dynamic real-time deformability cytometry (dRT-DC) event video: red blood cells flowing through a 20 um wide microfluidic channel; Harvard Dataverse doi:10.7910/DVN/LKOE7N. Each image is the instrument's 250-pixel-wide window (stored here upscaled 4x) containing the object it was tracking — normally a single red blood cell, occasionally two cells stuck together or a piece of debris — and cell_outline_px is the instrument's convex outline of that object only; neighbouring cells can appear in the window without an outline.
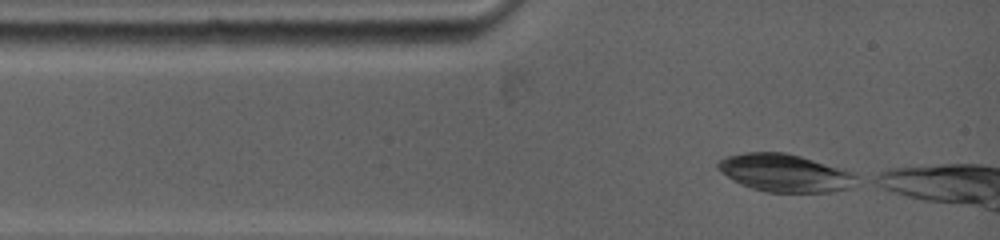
{"species": "common noctule bat (a hibernating species)", "species_latin": "Nyctalus noctula", "temperature_condition": "warm", "stored_images_in_passage": 4, "camera_frame_rate_fps": 5000, "um_per_image_px": 0.085, "animal": {"sex": "female", "body_mass_g": 19.0, "forearm_length_mm": 53.3}, "frame": {"image": 1, "passage_image": 1, "time_ms": 0.0, "image_size_px": [1000, 240], "cell_outline_px": [[856, 176], [844, 188], [828, 192], [768, 192], [752, 188], [728, 176], [716, 168], [716, 164], [720, 160], [728, 156], [748, 152], [784, 152], [800, 156], [848, 172]], "centroid_in_image_um": [66.59, 14.69], "position_along_channel_um": 18.4, "area_um2": 29.07}}